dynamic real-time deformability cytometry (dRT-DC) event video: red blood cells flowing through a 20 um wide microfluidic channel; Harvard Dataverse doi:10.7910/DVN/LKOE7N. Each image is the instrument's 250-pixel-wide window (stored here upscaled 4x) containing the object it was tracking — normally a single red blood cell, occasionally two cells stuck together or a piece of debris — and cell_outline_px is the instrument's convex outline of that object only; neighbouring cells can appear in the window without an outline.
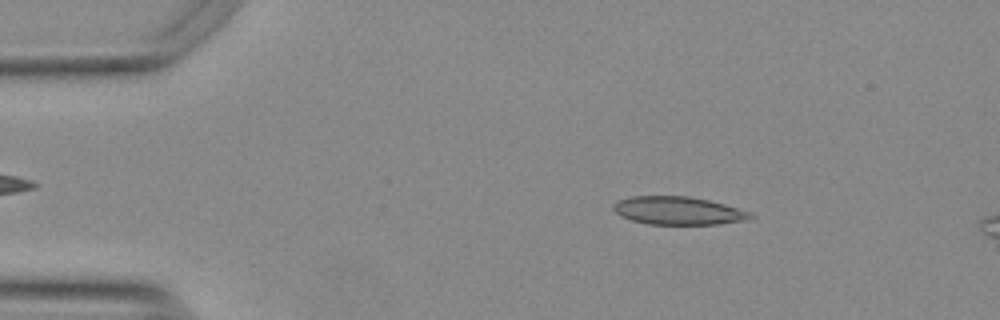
{"species": "Egyptian fruit bat (a non-hibernating species)", "species_latin": "Rousettus aegyptiacus", "temperature_condition": "warm", "stored_images_in_passage": 54, "segment_of_instrument_passage": [1, 2], "camera_frame_rate_fps": 3000, "um_per_image_px": 0.085, "animal": {"sex": "female"}, "frame": {"image": 1, "passage_image": 8, "time_ms": 2.333, "image_size_px": [1000, 320], "cell_outline_px": [[756, 216], [744, 220], [716, 224], [648, 224], [632, 220], [620, 216], [612, 208], [612, 204], [620, 200], [632, 196], [692, 196], [724, 204], [748, 212]], "centroid_in_image_um": [57.6, 17.9], "position_along_channel_um": 27.4, "area_um2": 22.2}}
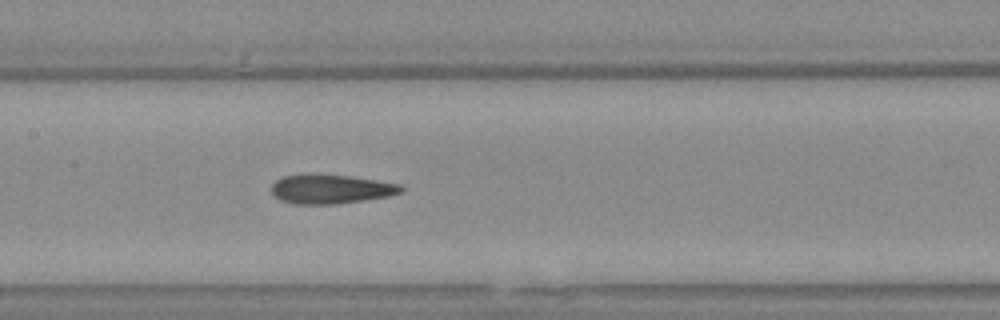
{"frame": {"image": 2, "passage_image": 25, "time_ms": 8.0, "image_size_px": [1000, 320], "cell_outline_px": [[404, 188], [400, 192], [388, 196], [336, 204], [292, 204], [280, 200], [272, 192], [272, 184], [276, 180], [284, 176], [348, 176], [400, 184]], "centroid_in_image_um": [28.12, 16.1], "position_along_channel_um": 179.3, "area_um2": 21.21}}
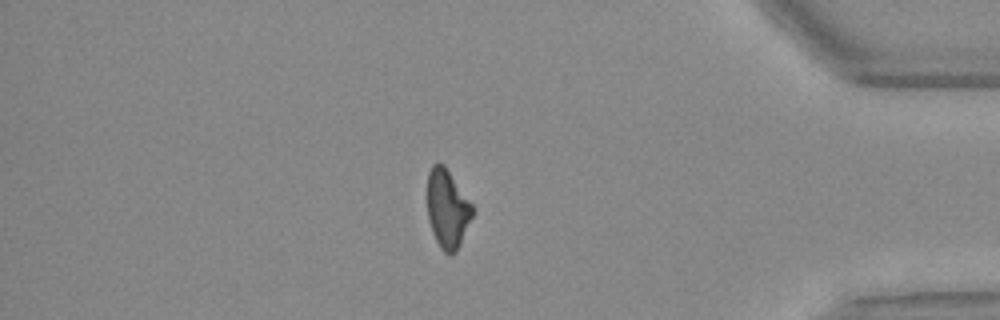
{"frame": {"image": 3, "passage_image": 45, "time_ms": 14.667, "image_size_px": [1000, 320], "cell_outline_px": [[472, 216], [460, 244], [456, 252], [452, 256], [448, 256], [440, 248], [432, 232], [428, 220], [428, 172], [432, 164], [436, 160], [444, 164], [472, 204]], "centroid_in_image_um": [38.01, 17.74], "position_along_channel_um": 397.2, "area_um2": 20.69}}